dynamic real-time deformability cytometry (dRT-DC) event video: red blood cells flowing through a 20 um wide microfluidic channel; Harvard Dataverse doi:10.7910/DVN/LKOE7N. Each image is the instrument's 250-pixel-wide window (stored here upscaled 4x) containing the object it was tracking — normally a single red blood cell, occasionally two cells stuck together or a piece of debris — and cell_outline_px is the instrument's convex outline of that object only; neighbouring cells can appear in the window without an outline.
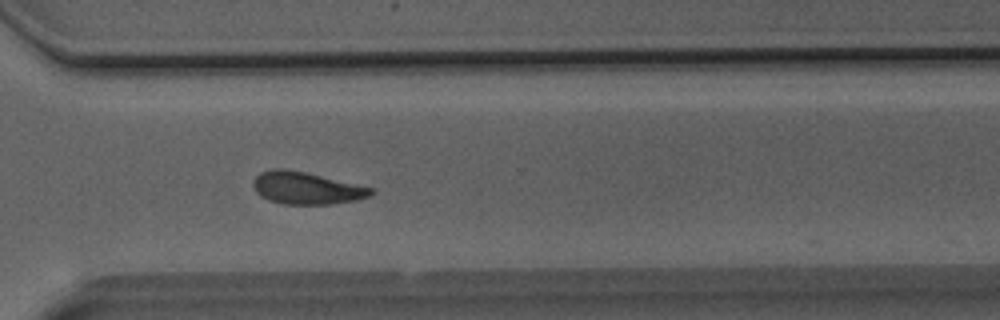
{"species": "Egyptian fruit bat (a non-hibernating species)", "species_latin": "Rousettus aegyptiacus", "temperature_condition": "room temperature", "stored_images_in_passage": 32, "camera_frame_rate_fps": 3000, "um_per_image_px": 0.085, "animal": {"sex": "male"}, "frame": {"image": 1, "passage_image": 23, "time_ms": 7.333, "image_size_px": [1000, 320], "cell_outline_px": [[376, 192], [372, 196], [356, 200], [332, 204], [284, 204], [268, 200], [260, 196], [256, 192], [252, 184], [256, 176], [260, 172], [276, 168], [284, 168], [304, 172], [372, 188]], "centroid_in_image_um": [26.03, 16.0], "position_along_channel_um": 344.6, "area_um2": 22.02}}
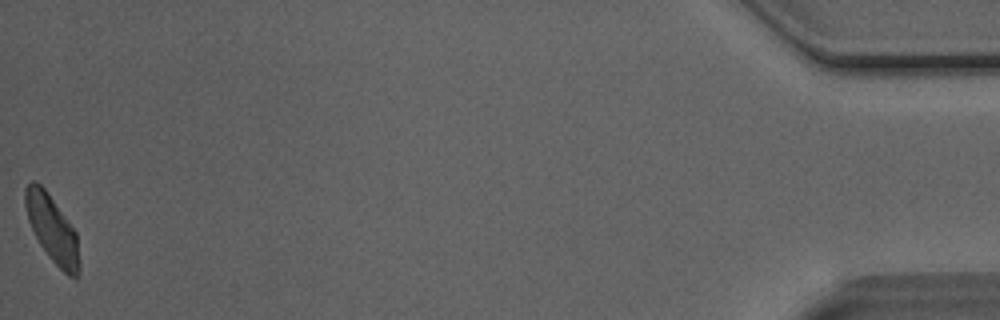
{"frame": {"image": 2, "passage_image": 32, "time_ms": 10.333, "image_size_px": [1000, 320], "cell_outline_px": [[80, 272], [76, 276], [68, 276], [48, 256], [40, 244], [28, 220], [24, 204], [24, 188], [32, 180], [36, 180], [48, 192], [76, 232], [80, 260]], "centroid_in_image_um": [4.43, 19.44], "position_along_channel_um": 430.8, "area_um2": 21.04}}